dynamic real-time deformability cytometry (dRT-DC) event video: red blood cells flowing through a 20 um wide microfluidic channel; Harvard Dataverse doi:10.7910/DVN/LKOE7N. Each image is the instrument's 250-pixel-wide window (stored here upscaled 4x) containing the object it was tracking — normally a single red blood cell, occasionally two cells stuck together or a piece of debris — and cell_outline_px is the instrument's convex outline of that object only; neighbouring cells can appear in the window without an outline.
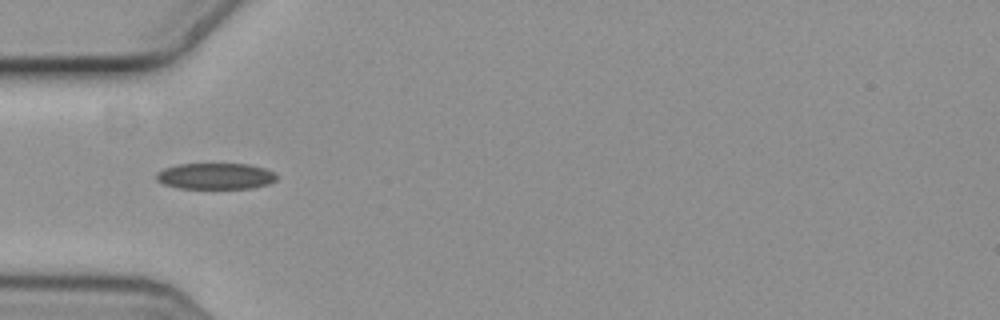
{"species": "common noctule bat (a hibernating species)", "species_latin": "Nyctalus noctula", "temperature_condition": "cold", "stored_images_in_passage": 7, "camera_frame_rate_fps": 3000, "um_per_image_px": 0.085, "animal": {"sex": "female", "body_mass_g": 19.3, "forearm_length_mm": 54.1}, "frame": {"image": 1, "passage_image": 5, "time_ms": 1.333, "image_size_px": [1000, 320], "cell_outline_px": [[276, 180], [268, 184], [252, 188], [180, 188], [164, 184], [156, 180], [156, 172], [164, 168], [176, 164], [248, 164], [264, 168], [272, 172], [276, 176]], "centroid_in_image_um": [18.28, 14.97], "position_along_channel_um": 66.7, "area_um2": 18.26}}
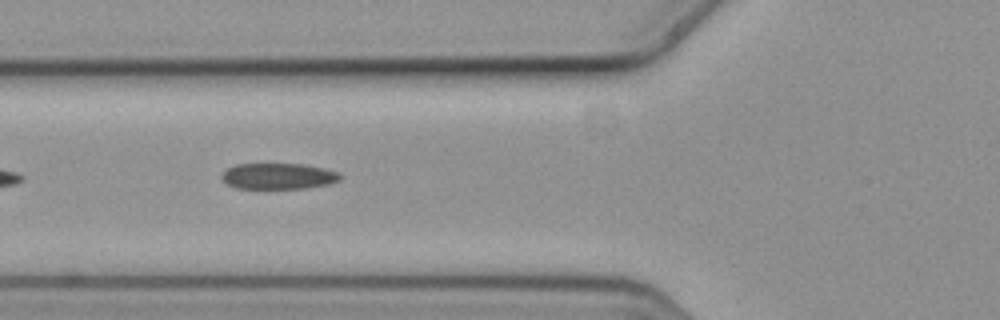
{"frame": {"image": 2, "passage_image": 6, "time_ms": 1.667, "image_size_px": [1000, 320], "cell_outline_px": [[340, 180], [328, 184], [308, 188], [236, 188], [228, 184], [220, 176], [228, 168], [236, 164], [300, 164], [324, 168], [340, 172]], "centroid_in_image_um": [23.68, 14.97], "position_along_channel_um": 102.1, "area_um2": 17.8}}
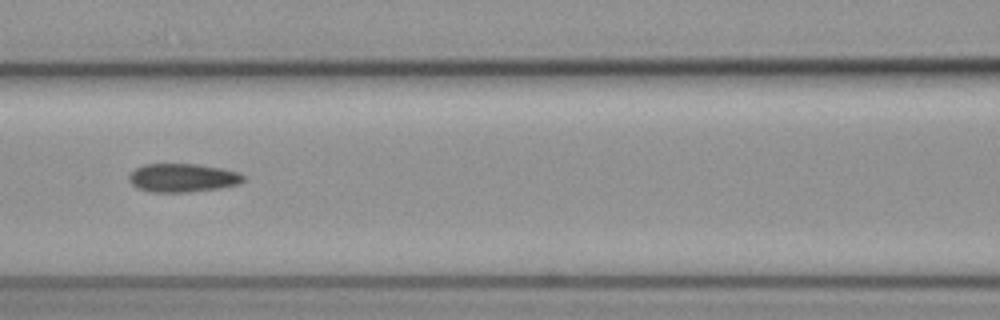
{"frame": {"image": 3, "passage_image": 7, "time_ms": 2.0, "image_size_px": [1000, 320], "cell_outline_px": [[244, 180], [240, 184], [220, 188], [188, 192], [152, 192], [136, 188], [128, 180], [128, 176], [136, 168], [144, 164], [196, 164], [220, 168], [236, 172], [244, 176]], "centroid_in_image_um": [15.5, 15.12], "position_along_channel_um": 151.1, "area_um2": 18.96}}